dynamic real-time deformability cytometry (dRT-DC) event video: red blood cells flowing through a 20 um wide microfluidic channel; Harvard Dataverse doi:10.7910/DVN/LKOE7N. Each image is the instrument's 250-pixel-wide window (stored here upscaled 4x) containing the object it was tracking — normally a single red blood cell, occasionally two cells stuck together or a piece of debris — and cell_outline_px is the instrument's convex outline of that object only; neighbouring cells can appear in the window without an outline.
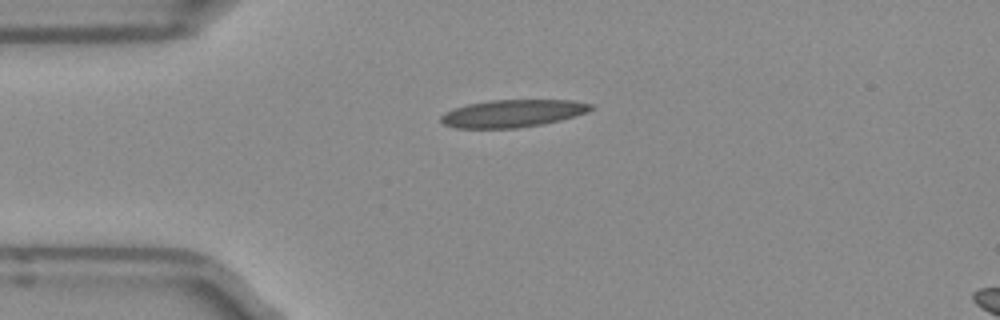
{"species": "Egyptian fruit bat (a non-hibernating species)", "species_latin": "Rousettus aegyptiacus", "temperature_condition": "room temperature", "stored_images_in_passage": 40, "camera_frame_rate_fps": 3000, "um_per_image_px": 0.085, "frame": {"image": 1, "passage_image": 1, "time_ms": 0.0, "image_size_px": [1000, 320], "cell_outline_px": [[596, 108], [588, 112], [560, 120], [540, 124], [516, 128], [456, 128], [444, 124], [440, 120], [440, 116], [444, 112], [452, 108], [468, 104], [488, 100], [572, 100], [592, 104]], "centroid_in_image_um": [43.56, 9.63], "position_along_channel_um": 41.4, "area_um2": 24.1}}
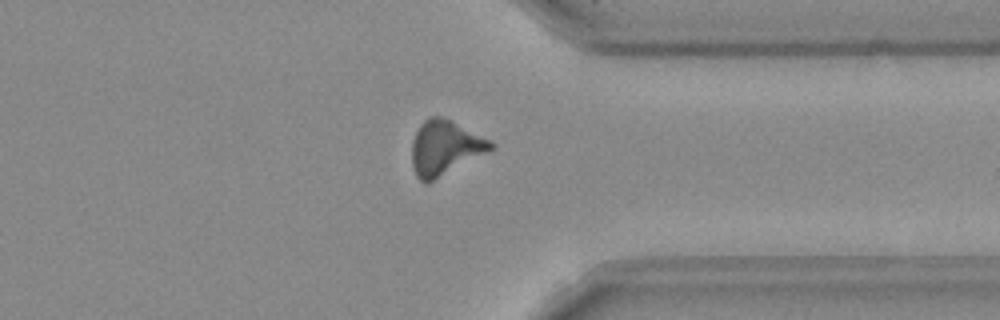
{"frame": {"image": 2, "passage_image": 28, "time_ms": 9.0, "image_size_px": [1000, 320], "cell_outline_px": [[496, 144], [492, 148], [432, 180], [424, 184], [416, 176], [412, 164], [412, 140], [420, 124], [428, 116], [440, 116], [452, 120]], "centroid_in_image_um": [37.75, 12.52], "position_along_channel_um": 373.7, "area_um2": 24.33}}
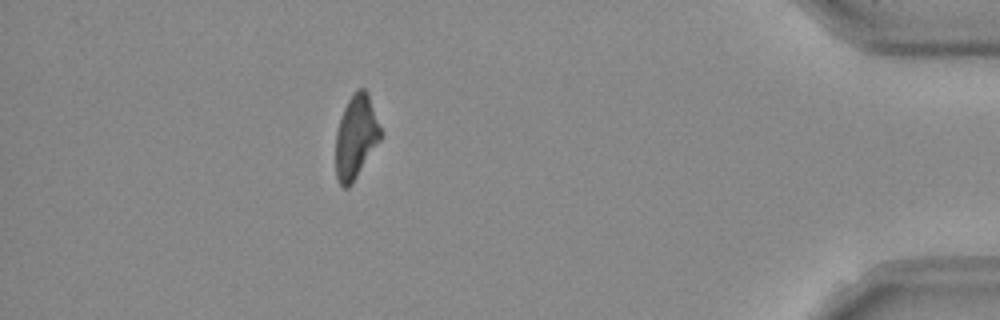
{"frame": {"image": 3, "passage_image": 34, "time_ms": 11.0, "image_size_px": [1000, 320], "cell_outline_px": [[384, 132], [380, 140], [352, 184], [348, 188], [340, 188], [336, 176], [336, 132], [340, 116], [352, 92], [356, 88], [364, 88], [368, 92]], "centroid_in_image_um": [30.27, 11.61], "position_along_channel_um": 404.9, "area_um2": 22.37}, "authors_computed_cell_mechanics": {"area_um2": 23.4957, "velocity_mm_per_s": 3.9659, "shape_relaxation_time_tau1_ms": null, "shape_relaxation_time_tau2_ms": 4.1671, "deformation_change_tau1": null, "deformation_change_tau2": 0.1459}}